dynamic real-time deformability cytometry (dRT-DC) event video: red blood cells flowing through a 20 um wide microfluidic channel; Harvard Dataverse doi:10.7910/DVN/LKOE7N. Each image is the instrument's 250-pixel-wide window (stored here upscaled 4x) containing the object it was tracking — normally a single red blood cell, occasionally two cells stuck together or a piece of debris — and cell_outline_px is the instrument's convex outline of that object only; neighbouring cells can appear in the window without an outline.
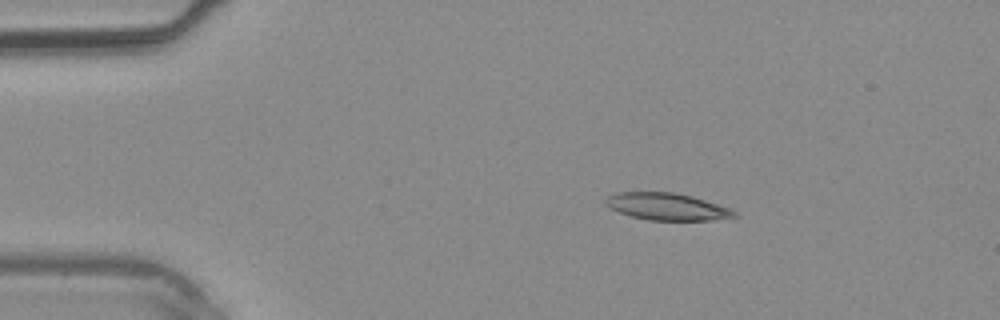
{"species": "common noctule bat (a hibernating species)", "species_latin": "Nyctalus noctula", "temperature_condition": "warm", "stored_images_in_passage": 37, "camera_frame_rate_fps": 3000, "um_per_image_px": 0.085, "animal": {"sex": "male", "body_mass_g": 20.4}, "frame": {"image": 1, "passage_image": 6, "time_ms": 1.667, "image_size_px": [1000, 320], "cell_outline_px": [[740, 216], [708, 220], [648, 220], [632, 216], [620, 212], [604, 204], [604, 200], [608, 196], [616, 192], [676, 192], [692, 196], [728, 208], [736, 212]], "centroid_in_image_um": [56.67, 17.55], "position_along_channel_um": 28.3, "area_um2": 20.11}}
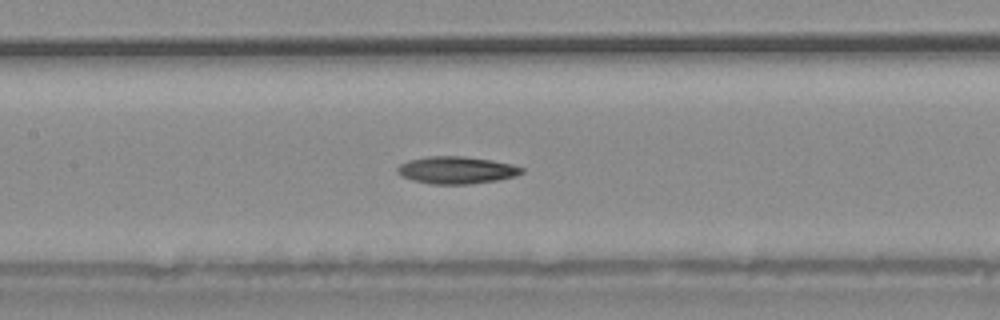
{"frame": {"image": 2, "passage_image": 17, "time_ms": 5.333, "image_size_px": [1000, 320], "cell_outline_px": [[524, 172], [516, 176], [496, 180], [472, 184], [432, 184], [412, 180], [396, 172], [396, 168], [400, 164], [408, 160], [428, 156], [464, 156], [492, 160], [512, 164], [524, 168]], "centroid_in_image_um": [38.81, 14.45], "position_along_channel_um": 168.6, "area_um2": 19.83}}
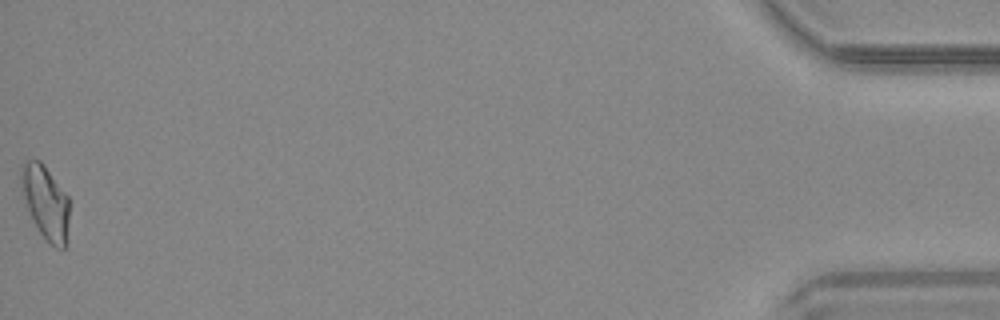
{"frame": {"image": 3, "passage_image": 37, "time_ms": 12.0, "image_size_px": [1000, 320], "cell_outline_px": [[68, 240], [64, 248], [56, 248], [40, 232], [28, 208], [24, 196], [20, 176], [24, 160], [40, 160], [44, 164], [68, 196]], "centroid_in_image_um": [3.9, 17.17], "position_along_channel_um": 431.3, "area_um2": 20.17}}